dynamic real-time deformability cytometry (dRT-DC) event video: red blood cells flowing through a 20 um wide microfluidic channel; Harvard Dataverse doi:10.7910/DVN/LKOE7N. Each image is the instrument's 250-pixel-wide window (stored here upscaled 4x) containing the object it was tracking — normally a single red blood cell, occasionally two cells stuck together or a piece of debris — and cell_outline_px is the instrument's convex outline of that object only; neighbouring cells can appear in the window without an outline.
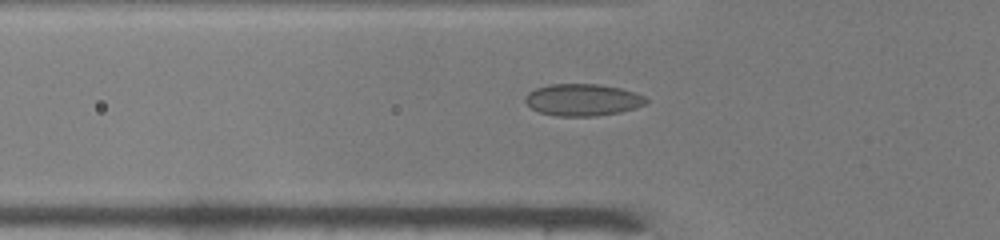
{"species": "common noctule bat (a hibernating species)", "species_latin": "Nyctalus noctula", "temperature_condition": "warm", "stored_images_in_passage": 38, "camera_frame_rate_fps": 3000, "um_per_image_px": 0.085, "animal": {"sex": "male", "body_mass_g": 19.0, "forearm_length_mm": 50.8}, "frame": {"image": 1, "passage_image": 6, "time_ms": 1.667, "image_size_px": [1000, 240], "cell_outline_px": [[648, 100], [644, 104], [636, 108], [620, 112], [596, 116], [556, 116], [540, 112], [532, 108], [524, 100], [524, 96], [528, 92], [536, 88], [548, 84], [596, 84], [620, 88], [644, 96]], "centroid_in_image_um": [49.5, 8.49], "position_along_channel_um": 76.3, "area_um2": 22.43}}
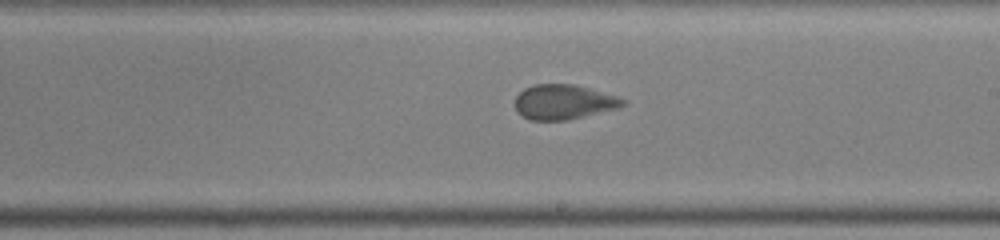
{"frame": {"image": 2, "passage_image": 18, "time_ms": 5.667, "image_size_px": [1000, 240], "cell_outline_px": [[624, 104], [616, 108], [568, 120], [532, 120], [516, 112], [516, 96], [524, 88], [536, 84], [572, 84], [588, 88], [616, 96], [624, 100]], "centroid_in_image_um": [47.86, 8.67], "position_along_channel_um": 241.1, "area_um2": 21.44}}
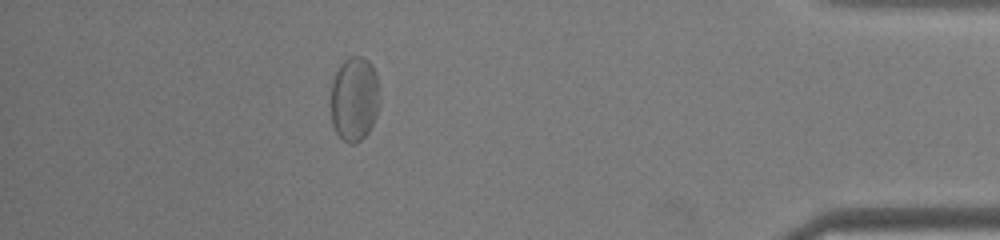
{"frame": {"image": 3, "passage_image": 33, "time_ms": 10.667, "image_size_px": [1000, 240], "cell_outline_px": [[376, 116], [368, 132], [356, 144], [348, 144], [336, 132], [332, 124], [332, 80], [340, 64], [348, 56], [360, 56], [368, 60], [372, 64], [376, 72]], "centroid_in_image_um": [30.09, 8.39], "position_along_channel_um": 405.1, "area_um2": 23.52}, "authors_computed_cell_mechanics": {"area_um2": 22.3975, "velocity_mm_per_s": 4.1217, "shape_relaxation_time_tau1_ms": null, "shape_relaxation_time_tau2_ms": 0.6683, "deformation_change_tau1": null, "deformation_change_tau2": 0.0528}}